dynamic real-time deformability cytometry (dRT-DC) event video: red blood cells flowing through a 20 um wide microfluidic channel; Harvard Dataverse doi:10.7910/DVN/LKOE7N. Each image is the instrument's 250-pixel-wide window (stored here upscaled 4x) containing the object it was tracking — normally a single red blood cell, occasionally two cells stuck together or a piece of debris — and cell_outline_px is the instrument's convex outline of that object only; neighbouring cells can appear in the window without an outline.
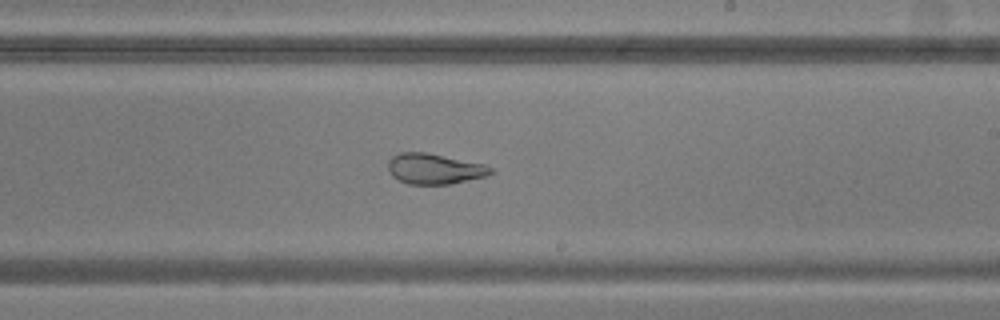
{"species": "common noctule bat (a hibernating species)", "species_latin": "Nyctalus noctula", "temperature_condition": "warm", "stored_images_in_passage": 40, "camera_frame_rate_fps": 3000, "um_per_image_px": 0.085, "animal": {"sex": "male", "body_mass_g": 20.5, "forearm_length_mm": 52.5}, "frame": {"image": 1, "passage_image": 29, "time_ms": 9.333, "image_size_px": [1000, 320], "cell_outline_px": [[496, 172], [488, 176], [448, 184], [408, 184], [392, 176], [388, 168], [388, 160], [392, 156], [400, 152], [424, 152], [484, 164], [496, 168]], "centroid_in_image_um": [36.97, 14.35], "position_along_channel_um": 252.0, "area_um2": 18.32}}